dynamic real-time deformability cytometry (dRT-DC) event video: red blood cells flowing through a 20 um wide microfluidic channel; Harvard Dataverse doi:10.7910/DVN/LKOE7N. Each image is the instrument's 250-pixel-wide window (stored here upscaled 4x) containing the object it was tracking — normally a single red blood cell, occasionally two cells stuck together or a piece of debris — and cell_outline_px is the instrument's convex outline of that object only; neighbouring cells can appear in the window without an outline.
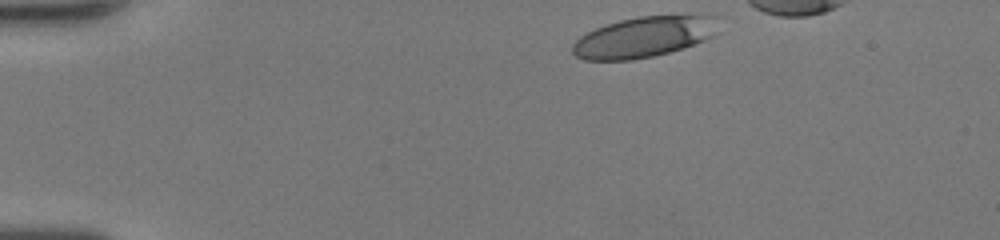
{"species": "human", "species_latin": "Homo sapiens", "temperature_condition": "room temperature", "stored_images_in_passage": 34, "camera_frame_rate_fps": 3000, "um_per_image_px": 0.085, "donor": {"sex": "female"}, "frame": {"image": 1, "passage_image": 1, "time_ms": 0.0, "image_size_px": [1000, 240], "cell_outline_px": [[720, 32], [716, 36], [684, 48], [652, 56], [632, 60], [584, 60], [576, 56], [572, 52], [572, 44], [580, 36], [596, 28], [620, 20], [640, 16], [700, 12], [716, 12], [720, 16]], "centroid_in_image_um": [54.95, 3.07], "position_along_channel_um": 30.0, "area_um2": 36.18}}
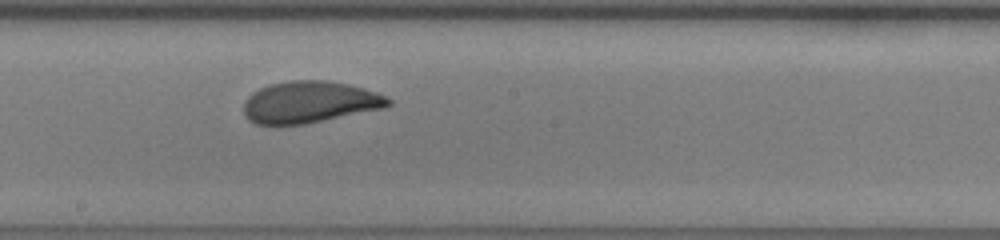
{"frame": {"image": 2, "passage_image": 20, "time_ms": 6.333, "image_size_px": [1000, 240], "cell_outline_px": [[392, 104], [384, 108], [304, 124], [256, 124], [248, 120], [244, 116], [244, 100], [252, 92], [268, 84], [288, 80], [328, 80], [348, 84], [364, 88], [376, 92], [392, 100]], "centroid_in_image_um": [26.3, 8.67], "position_along_channel_um": 221.9, "area_um2": 35.26}}
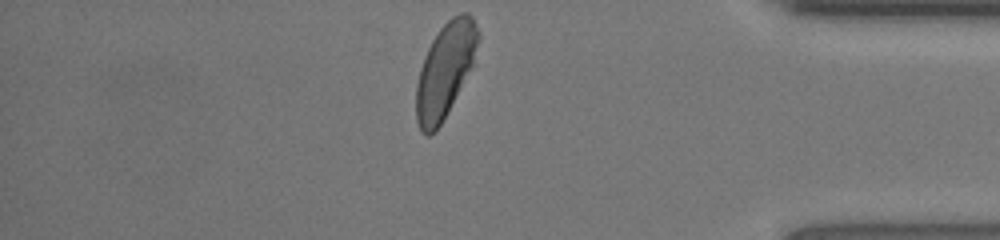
{"frame": {"image": 3, "passage_image": 34, "time_ms": 11.0, "image_size_px": [1000, 240], "cell_outline_px": [[480, 36], [476, 64], [440, 124], [428, 136], [424, 136], [420, 132], [416, 120], [416, 84], [420, 68], [424, 56], [432, 40], [440, 28], [452, 16], [460, 12], [468, 12], [472, 16], [480, 32]], "centroid_in_image_um": [37.88, 5.94], "position_along_channel_um": 397.3, "area_um2": 34.68}, "authors_computed_cell_mechanics": {"area_um2": 35.2291, "velocity_mm_per_s": 4.3053, "shape_relaxation_time_tau1_ms": 2.3333, "shape_relaxation_time_tau2_ms": 0.7362, "deformation_change_tau1": 0.1546, "deformation_change_tau2": 0.0745}}